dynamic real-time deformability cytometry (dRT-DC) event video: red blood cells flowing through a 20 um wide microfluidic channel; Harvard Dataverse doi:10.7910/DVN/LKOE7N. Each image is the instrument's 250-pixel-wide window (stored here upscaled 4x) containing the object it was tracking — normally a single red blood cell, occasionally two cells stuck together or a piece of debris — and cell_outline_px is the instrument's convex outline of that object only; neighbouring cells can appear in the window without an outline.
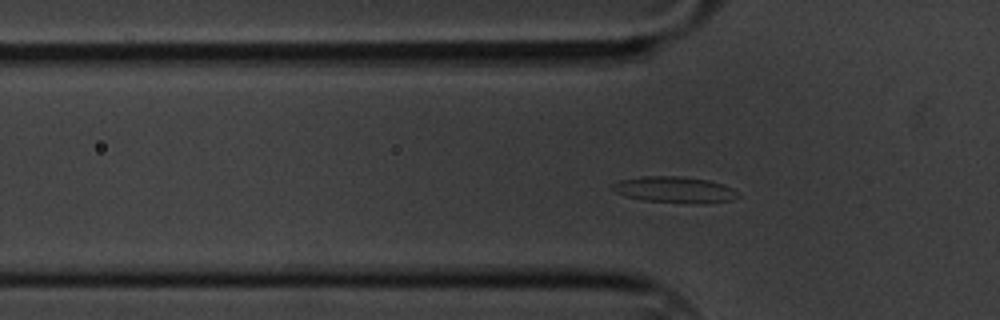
{"species": "common noctule bat (a hibernating species)", "species_latin": "Nyctalus noctula", "temperature_condition": "cold", "stored_images_in_passage": 37, "camera_frame_rate_fps": 3000, "um_per_image_px": 0.085, "animal": {"sex": "male", "body_mass_g": 20.1, "forearm_length_mm": 53.5}, "frame": {"image": 1, "passage_image": 3, "time_ms": 0.667, "image_size_px": [1000, 320], "cell_outline_px": [[740, 196], [732, 200], [704, 204], [684, 204], [644, 200], [628, 196], [616, 192], [612, 188], [612, 184], [620, 180], [640, 176], [680, 176], [708, 180], [724, 184], [732, 188]], "centroid_in_image_um": [57.39, 16.13], "position_along_channel_um": 68.4, "area_um2": 19.36}}
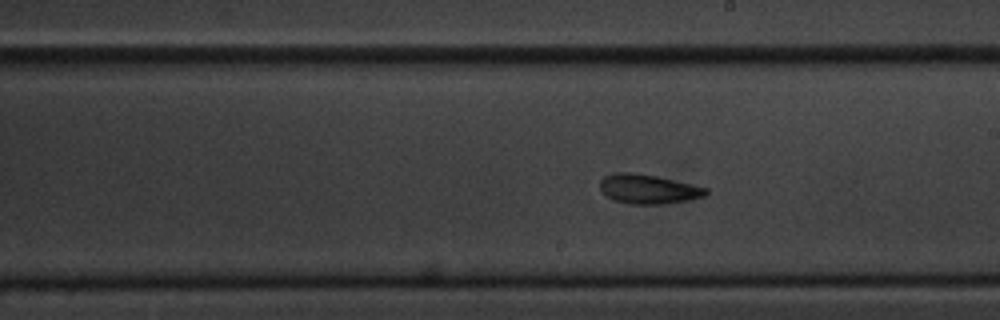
{"frame": {"image": 2, "passage_image": 18, "time_ms": 5.667, "image_size_px": [1000, 320], "cell_outline_px": [[708, 192], [704, 196], [688, 200], [664, 204], [628, 204], [616, 200], [600, 192], [600, 180], [604, 176], [612, 172], [632, 172], [656, 176], [692, 184], [708, 188]], "centroid_in_image_um": [55.07, 16.06], "position_along_channel_um": 233.9, "area_um2": 18.21}}
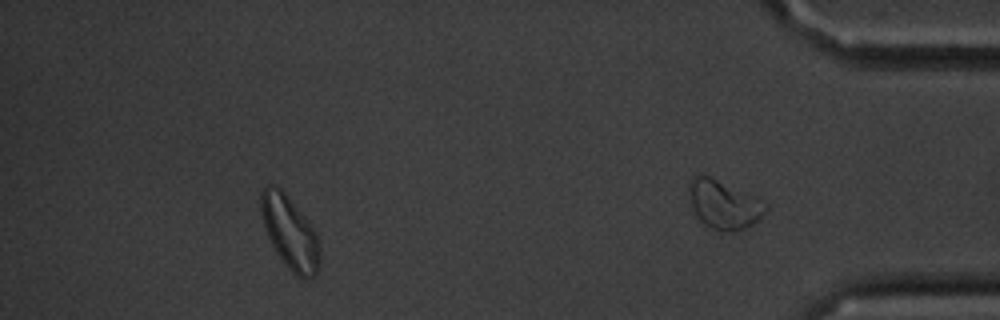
{"frame": {"image": 3, "passage_image": 31, "time_ms": 10.0, "image_size_px": [1000, 320], "cell_outline_px": [[320, 260], [316, 272], [312, 276], [304, 280], [296, 276], [288, 268], [276, 252], [264, 228], [260, 212], [260, 192], [268, 184], [272, 184], [280, 188], [284, 192], [316, 232], [320, 248]], "centroid_in_image_um": [24.62, 19.77], "position_along_channel_um": 410.6, "area_um2": 24.8}, "authors_computed_cell_mechanics": {"area_um2": 17.8024, "velocity_mm_per_s": 3.3013, "shape_relaxation_time_tau1_ms": 4.1788, "shape_relaxation_time_tau2_ms": 3.9519, "deformation_change_tau1": 0.1295, "deformation_change_tau2": 0.0919}}